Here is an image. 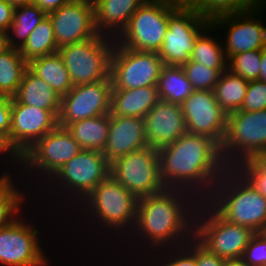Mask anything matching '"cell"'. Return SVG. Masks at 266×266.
<instances>
[{"instance_id":"42","label":"cell","mask_w":266,"mask_h":266,"mask_svg":"<svg viewBox=\"0 0 266 266\" xmlns=\"http://www.w3.org/2000/svg\"><path fill=\"white\" fill-rule=\"evenodd\" d=\"M11 128V97L0 95V132L8 133Z\"/></svg>"},{"instance_id":"29","label":"cell","mask_w":266,"mask_h":266,"mask_svg":"<svg viewBox=\"0 0 266 266\" xmlns=\"http://www.w3.org/2000/svg\"><path fill=\"white\" fill-rule=\"evenodd\" d=\"M19 51L28 63L33 59L58 52L53 23L48 15L30 33Z\"/></svg>"},{"instance_id":"45","label":"cell","mask_w":266,"mask_h":266,"mask_svg":"<svg viewBox=\"0 0 266 266\" xmlns=\"http://www.w3.org/2000/svg\"><path fill=\"white\" fill-rule=\"evenodd\" d=\"M265 4L266 0H230V5L237 12H242L248 9L261 11L260 8H263Z\"/></svg>"},{"instance_id":"35","label":"cell","mask_w":266,"mask_h":266,"mask_svg":"<svg viewBox=\"0 0 266 266\" xmlns=\"http://www.w3.org/2000/svg\"><path fill=\"white\" fill-rule=\"evenodd\" d=\"M186 77L191 82L194 90L213 91L221 74L226 70H216L206 67L194 61L181 65Z\"/></svg>"},{"instance_id":"11","label":"cell","mask_w":266,"mask_h":266,"mask_svg":"<svg viewBox=\"0 0 266 266\" xmlns=\"http://www.w3.org/2000/svg\"><path fill=\"white\" fill-rule=\"evenodd\" d=\"M163 66L158 52L127 49L116 42L111 56L112 89L157 86Z\"/></svg>"},{"instance_id":"46","label":"cell","mask_w":266,"mask_h":266,"mask_svg":"<svg viewBox=\"0 0 266 266\" xmlns=\"http://www.w3.org/2000/svg\"><path fill=\"white\" fill-rule=\"evenodd\" d=\"M71 1L72 0H32V4H35L48 14Z\"/></svg>"},{"instance_id":"2","label":"cell","mask_w":266,"mask_h":266,"mask_svg":"<svg viewBox=\"0 0 266 266\" xmlns=\"http://www.w3.org/2000/svg\"><path fill=\"white\" fill-rule=\"evenodd\" d=\"M195 197L189 191L165 187L160 192L139 198L135 228L132 230L138 232L141 237H146L145 240L149 239V244L153 245L151 246L152 250L155 247H158L157 250L162 247L163 250V246L169 242L173 245L169 243L170 247L166 246L167 248L174 246L178 249L183 243H187L194 237V212L197 210L196 206L199 205V202L196 203L198 198ZM189 198H191L190 202H188ZM188 205H194V207Z\"/></svg>"},{"instance_id":"1","label":"cell","mask_w":266,"mask_h":266,"mask_svg":"<svg viewBox=\"0 0 266 266\" xmlns=\"http://www.w3.org/2000/svg\"><path fill=\"white\" fill-rule=\"evenodd\" d=\"M158 155L164 186L189 190L194 196L197 193L196 198L199 197L200 201L211 196L212 186L228 169L222 160L220 146L204 135L186 132L176 141L158 149Z\"/></svg>"},{"instance_id":"30","label":"cell","mask_w":266,"mask_h":266,"mask_svg":"<svg viewBox=\"0 0 266 266\" xmlns=\"http://www.w3.org/2000/svg\"><path fill=\"white\" fill-rule=\"evenodd\" d=\"M48 14L35 4L20 5L15 8L14 19L8 32L11 48L20 49L30 33L45 19ZM11 30V31H10ZM14 36V37H13ZM15 38L19 39L15 42Z\"/></svg>"},{"instance_id":"34","label":"cell","mask_w":266,"mask_h":266,"mask_svg":"<svg viewBox=\"0 0 266 266\" xmlns=\"http://www.w3.org/2000/svg\"><path fill=\"white\" fill-rule=\"evenodd\" d=\"M262 49L246 51L228 58L227 70L247 81L259 79Z\"/></svg>"},{"instance_id":"14","label":"cell","mask_w":266,"mask_h":266,"mask_svg":"<svg viewBox=\"0 0 266 266\" xmlns=\"http://www.w3.org/2000/svg\"><path fill=\"white\" fill-rule=\"evenodd\" d=\"M83 149L67 128L58 126L36 141L23 155L22 166L52 177ZM29 166V167H28Z\"/></svg>"},{"instance_id":"24","label":"cell","mask_w":266,"mask_h":266,"mask_svg":"<svg viewBox=\"0 0 266 266\" xmlns=\"http://www.w3.org/2000/svg\"><path fill=\"white\" fill-rule=\"evenodd\" d=\"M12 98L22 104L53 111L59 116L62 96L29 68Z\"/></svg>"},{"instance_id":"39","label":"cell","mask_w":266,"mask_h":266,"mask_svg":"<svg viewBox=\"0 0 266 266\" xmlns=\"http://www.w3.org/2000/svg\"><path fill=\"white\" fill-rule=\"evenodd\" d=\"M241 260L248 266H266V237L262 232L251 237Z\"/></svg>"},{"instance_id":"40","label":"cell","mask_w":266,"mask_h":266,"mask_svg":"<svg viewBox=\"0 0 266 266\" xmlns=\"http://www.w3.org/2000/svg\"><path fill=\"white\" fill-rule=\"evenodd\" d=\"M191 242V243H190ZM181 246V251H177L179 254L173 258H170V261L167 260L162 266H197L196 264V239L193 237L192 240ZM184 246V247H183ZM187 246V247H186ZM189 247V248H188ZM186 249V250H185Z\"/></svg>"},{"instance_id":"48","label":"cell","mask_w":266,"mask_h":266,"mask_svg":"<svg viewBox=\"0 0 266 266\" xmlns=\"http://www.w3.org/2000/svg\"><path fill=\"white\" fill-rule=\"evenodd\" d=\"M252 160L262 169L266 171V148L259 151Z\"/></svg>"},{"instance_id":"43","label":"cell","mask_w":266,"mask_h":266,"mask_svg":"<svg viewBox=\"0 0 266 266\" xmlns=\"http://www.w3.org/2000/svg\"><path fill=\"white\" fill-rule=\"evenodd\" d=\"M15 6L0 0V30L8 32L9 27L14 19Z\"/></svg>"},{"instance_id":"22","label":"cell","mask_w":266,"mask_h":266,"mask_svg":"<svg viewBox=\"0 0 266 266\" xmlns=\"http://www.w3.org/2000/svg\"><path fill=\"white\" fill-rule=\"evenodd\" d=\"M146 1L147 0H93L95 27L97 32L116 38L127 27L132 15Z\"/></svg>"},{"instance_id":"36","label":"cell","mask_w":266,"mask_h":266,"mask_svg":"<svg viewBox=\"0 0 266 266\" xmlns=\"http://www.w3.org/2000/svg\"><path fill=\"white\" fill-rule=\"evenodd\" d=\"M183 2L210 22L224 15L238 13L230 5V0H183Z\"/></svg>"},{"instance_id":"50","label":"cell","mask_w":266,"mask_h":266,"mask_svg":"<svg viewBox=\"0 0 266 266\" xmlns=\"http://www.w3.org/2000/svg\"><path fill=\"white\" fill-rule=\"evenodd\" d=\"M224 266H248L241 259L225 260Z\"/></svg>"},{"instance_id":"52","label":"cell","mask_w":266,"mask_h":266,"mask_svg":"<svg viewBox=\"0 0 266 266\" xmlns=\"http://www.w3.org/2000/svg\"><path fill=\"white\" fill-rule=\"evenodd\" d=\"M262 234L266 237V226H265V228L263 229Z\"/></svg>"},{"instance_id":"27","label":"cell","mask_w":266,"mask_h":266,"mask_svg":"<svg viewBox=\"0 0 266 266\" xmlns=\"http://www.w3.org/2000/svg\"><path fill=\"white\" fill-rule=\"evenodd\" d=\"M161 100L181 105L194 91L181 66L164 65L157 82Z\"/></svg>"},{"instance_id":"20","label":"cell","mask_w":266,"mask_h":266,"mask_svg":"<svg viewBox=\"0 0 266 266\" xmlns=\"http://www.w3.org/2000/svg\"><path fill=\"white\" fill-rule=\"evenodd\" d=\"M145 134L150 147L160 149L187 132L181 105L159 100L145 115Z\"/></svg>"},{"instance_id":"25","label":"cell","mask_w":266,"mask_h":266,"mask_svg":"<svg viewBox=\"0 0 266 266\" xmlns=\"http://www.w3.org/2000/svg\"><path fill=\"white\" fill-rule=\"evenodd\" d=\"M110 113L70 123L66 128L82 149L103 152L109 136Z\"/></svg>"},{"instance_id":"8","label":"cell","mask_w":266,"mask_h":266,"mask_svg":"<svg viewBox=\"0 0 266 266\" xmlns=\"http://www.w3.org/2000/svg\"><path fill=\"white\" fill-rule=\"evenodd\" d=\"M83 201L88 209L91 208L88 213L108 229L120 231L130 225L127 228L129 230L135 225L139 199L111 175L99 183Z\"/></svg>"},{"instance_id":"9","label":"cell","mask_w":266,"mask_h":266,"mask_svg":"<svg viewBox=\"0 0 266 266\" xmlns=\"http://www.w3.org/2000/svg\"><path fill=\"white\" fill-rule=\"evenodd\" d=\"M110 175L138 199L162 191L158 150L147 146L110 163Z\"/></svg>"},{"instance_id":"5","label":"cell","mask_w":266,"mask_h":266,"mask_svg":"<svg viewBox=\"0 0 266 266\" xmlns=\"http://www.w3.org/2000/svg\"><path fill=\"white\" fill-rule=\"evenodd\" d=\"M199 203L197 208L199 207L200 210H196V217H194V238L209 252L225 260L241 259L255 232L248 227L230 223L211 206L207 209L206 203L205 206L202 205L203 201ZM197 211L201 214L199 215Z\"/></svg>"},{"instance_id":"51","label":"cell","mask_w":266,"mask_h":266,"mask_svg":"<svg viewBox=\"0 0 266 266\" xmlns=\"http://www.w3.org/2000/svg\"><path fill=\"white\" fill-rule=\"evenodd\" d=\"M5 1L15 7L20 5L32 4V0H5Z\"/></svg>"},{"instance_id":"17","label":"cell","mask_w":266,"mask_h":266,"mask_svg":"<svg viewBox=\"0 0 266 266\" xmlns=\"http://www.w3.org/2000/svg\"><path fill=\"white\" fill-rule=\"evenodd\" d=\"M58 49L96 37L93 0H72L48 13Z\"/></svg>"},{"instance_id":"10","label":"cell","mask_w":266,"mask_h":266,"mask_svg":"<svg viewBox=\"0 0 266 266\" xmlns=\"http://www.w3.org/2000/svg\"><path fill=\"white\" fill-rule=\"evenodd\" d=\"M210 25L209 20L183 2L169 16L166 35L158 51L164 65L181 66L189 62L196 39Z\"/></svg>"},{"instance_id":"4","label":"cell","mask_w":266,"mask_h":266,"mask_svg":"<svg viewBox=\"0 0 266 266\" xmlns=\"http://www.w3.org/2000/svg\"><path fill=\"white\" fill-rule=\"evenodd\" d=\"M182 3L183 0H147L115 38L116 42L127 49L158 52L166 35L169 16Z\"/></svg>"},{"instance_id":"23","label":"cell","mask_w":266,"mask_h":266,"mask_svg":"<svg viewBox=\"0 0 266 266\" xmlns=\"http://www.w3.org/2000/svg\"><path fill=\"white\" fill-rule=\"evenodd\" d=\"M159 100L157 86L112 89L110 114L144 118Z\"/></svg>"},{"instance_id":"26","label":"cell","mask_w":266,"mask_h":266,"mask_svg":"<svg viewBox=\"0 0 266 266\" xmlns=\"http://www.w3.org/2000/svg\"><path fill=\"white\" fill-rule=\"evenodd\" d=\"M28 68L60 96H64L73 88L70 74L58 52L31 60Z\"/></svg>"},{"instance_id":"44","label":"cell","mask_w":266,"mask_h":266,"mask_svg":"<svg viewBox=\"0 0 266 266\" xmlns=\"http://www.w3.org/2000/svg\"><path fill=\"white\" fill-rule=\"evenodd\" d=\"M0 153L1 154L8 153L9 156L13 155L12 157L15 158L16 161H19L18 164H20V161H21V165L23 164L22 154L11 143L8 133L0 132Z\"/></svg>"},{"instance_id":"38","label":"cell","mask_w":266,"mask_h":266,"mask_svg":"<svg viewBox=\"0 0 266 266\" xmlns=\"http://www.w3.org/2000/svg\"><path fill=\"white\" fill-rule=\"evenodd\" d=\"M266 109V82L259 79L249 81L247 93L240 111H261Z\"/></svg>"},{"instance_id":"49","label":"cell","mask_w":266,"mask_h":266,"mask_svg":"<svg viewBox=\"0 0 266 266\" xmlns=\"http://www.w3.org/2000/svg\"><path fill=\"white\" fill-rule=\"evenodd\" d=\"M259 80L266 82V48L262 49L261 71Z\"/></svg>"},{"instance_id":"7","label":"cell","mask_w":266,"mask_h":266,"mask_svg":"<svg viewBox=\"0 0 266 266\" xmlns=\"http://www.w3.org/2000/svg\"><path fill=\"white\" fill-rule=\"evenodd\" d=\"M265 148L266 109L254 112L239 110L228 114L226 134L220 146L221 157L227 167L234 168L236 162L252 159Z\"/></svg>"},{"instance_id":"16","label":"cell","mask_w":266,"mask_h":266,"mask_svg":"<svg viewBox=\"0 0 266 266\" xmlns=\"http://www.w3.org/2000/svg\"><path fill=\"white\" fill-rule=\"evenodd\" d=\"M187 132L208 136L219 146L222 145L227 128V113L218 104L214 92L194 90L182 102Z\"/></svg>"},{"instance_id":"18","label":"cell","mask_w":266,"mask_h":266,"mask_svg":"<svg viewBox=\"0 0 266 266\" xmlns=\"http://www.w3.org/2000/svg\"><path fill=\"white\" fill-rule=\"evenodd\" d=\"M58 126V116L53 111L22 104L11 97L9 138L22 155Z\"/></svg>"},{"instance_id":"6","label":"cell","mask_w":266,"mask_h":266,"mask_svg":"<svg viewBox=\"0 0 266 266\" xmlns=\"http://www.w3.org/2000/svg\"><path fill=\"white\" fill-rule=\"evenodd\" d=\"M115 43L114 37L98 34L58 49L73 86L111 79V56Z\"/></svg>"},{"instance_id":"3","label":"cell","mask_w":266,"mask_h":266,"mask_svg":"<svg viewBox=\"0 0 266 266\" xmlns=\"http://www.w3.org/2000/svg\"><path fill=\"white\" fill-rule=\"evenodd\" d=\"M206 200L203 201L206 206L230 223L248 227L255 233L266 226V198L233 167L224 171Z\"/></svg>"},{"instance_id":"47","label":"cell","mask_w":266,"mask_h":266,"mask_svg":"<svg viewBox=\"0 0 266 266\" xmlns=\"http://www.w3.org/2000/svg\"><path fill=\"white\" fill-rule=\"evenodd\" d=\"M8 35H9V32L0 30V54L11 49Z\"/></svg>"},{"instance_id":"13","label":"cell","mask_w":266,"mask_h":266,"mask_svg":"<svg viewBox=\"0 0 266 266\" xmlns=\"http://www.w3.org/2000/svg\"><path fill=\"white\" fill-rule=\"evenodd\" d=\"M112 80L80 84L61 98L58 116L60 127L111 112Z\"/></svg>"},{"instance_id":"12","label":"cell","mask_w":266,"mask_h":266,"mask_svg":"<svg viewBox=\"0 0 266 266\" xmlns=\"http://www.w3.org/2000/svg\"><path fill=\"white\" fill-rule=\"evenodd\" d=\"M109 175L110 163L104 153L83 149L65 163L51 178L57 181L59 187H64L63 190H67L70 197L77 194L73 198L77 196L82 201ZM69 192L71 194L73 192V194L71 195Z\"/></svg>"},{"instance_id":"28","label":"cell","mask_w":266,"mask_h":266,"mask_svg":"<svg viewBox=\"0 0 266 266\" xmlns=\"http://www.w3.org/2000/svg\"><path fill=\"white\" fill-rule=\"evenodd\" d=\"M249 81L224 71L214 87V95L221 108L228 114L239 111L247 93Z\"/></svg>"},{"instance_id":"37","label":"cell","mask_w":266,"mask_h":266,"mask_svg":"<svg viewBox=\"0 0 266 266\" xmlns=\"http://www.w3.org/2000/svg\"><path fill=\"white\" fill-rule=\"evenodd\" d=\"M252 187L266 198V171L262 170L252 159L236 163L234 167ZM238 168V169H237Z\"/></svg>"},{"instance_id":"32","label":"cell","mask_w":266,"mask_h":266,"mask_svg":"<svg viewBox=\"0 0 266 266\" xmlns=\"http://www.w3.org/2000/svg\"><path fill=\"white\" fill-rule=\"evenodd\" d=\"M211 29H214L212 25L196 39L189 61L197 62L211 69L227 70L228 60L222 44L220 45L215 41L216 39L206 34Z\"/></svg>"},{"instance_id":"21","label":"cell","mask_w":266,"mask_h":266,"mask_svg":"<svg viewBox=\"0 0 266 266\" xmlns=\"http://www.w3.org/2000/svg\"><path fill=\"white\" fill-rule=\"evenodd\" d=\"M147 146L145 118L110 114L109 136L103 151L109 163Z\"/></svg>"},{"instance_id":"33","label":"cell","mask_w":266,"mask_h":266,"mask_svg":"<svg viewBox=\"0 0 266 266\" xmlns=\"http://www.w3.org/2000/svg\"><path fill=\"white\" fill-rule=\"evenodd\" d=\"M11 174L0 176V228L8 225L18 216L20 203L24 200L23 193L16 190ZM17 214V215H16Z\"/></svg>"},{"instance_id":"31","label":"cell","mask_w":266,"mask_h":266,"mask_svg":"<svg viewBox=\"0 0 266 266\" xmlns=\"http://www.w3.org/2000/svg\"><path fill=\"white\" fill-rule=\"evenodd\" d=\"M28 68L19 49L11 48L0 54V95L12 97Z\"/></svg>"},{"instance_id":"15","label":"cell","mask_w":266,"mask_h":266,"mask_svg":"<svg viewBox=\"0 0 266 266\" xmlns=\"http://www.w3.org/2000/svg\"><path fill=\"white\" fill-rule=\"evenodd\" d=\"M38 229L15 219L0 228V264L5 266H45L49 262L39 245Z\"/></svg>"},{"instance_id":"19","label":"cell","mask_w":266,"mask_h":266,"mask_svg":"<svg viewBox=\"0 0 266 266\" xmlns=\"http://www.w3.org/2000/svg\"><path fill=\"white\" fill-rule=\"evenodd\" d=\"M254 12L256 14L259 11L248 9L218 17L211 22L214 28L230 26L226 46L223 47L227 59L235 54L266 48V27L260 22L259 15L258 18L252 15Z\"/></svg>"},{"instance_id":"41","label":"cell","mask_w":266,"mask_h":266,"mask_svg":"<svg viewBox=\"0 0 266 266\" xmlns=\"http://www.w3.org/2000/svg\"><path fill=\"white\" fill-rule=\"evenodd\" d=\"M225 259L212 254L196 240L197 266H224Z\"/></svg>"}]
</instances>
